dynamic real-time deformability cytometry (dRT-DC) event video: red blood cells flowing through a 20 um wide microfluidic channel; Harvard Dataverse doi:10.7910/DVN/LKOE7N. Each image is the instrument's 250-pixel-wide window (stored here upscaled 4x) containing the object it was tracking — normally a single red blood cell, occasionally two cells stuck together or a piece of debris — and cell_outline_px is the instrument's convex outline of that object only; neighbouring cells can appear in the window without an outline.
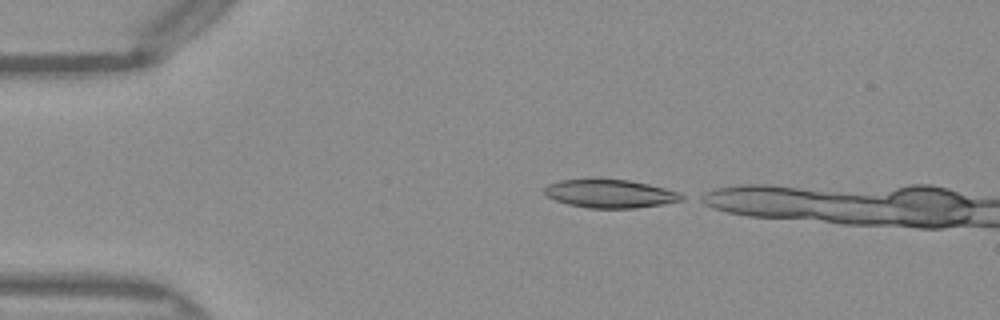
{"species": "Egyptian fruit bat (a non-hibernating species)", "species_latin": "Rousettus aegyptiacus", "temperature_condition": "warm", "stored_images_in_passage": 10, "camera_frame_rate_fps": 3000, "um_per_image_px": 0.085, "frame": {"image": 1, "passage_image": 1, "time_ms": 0.0, "image_size_px": [1000, 320], "cell_outline_px": [[688, 196], [684, 200], [636, 208], [588, 208], [568, 204], [544, 196], [544, 188], [548, 184], [560, 180], [628, 180], [648, 184], [680, 192]], "centroid_in_image_um": [51.88, 16.47], "position_along_channel_um": 33.1, "area_um2": 22.48}}
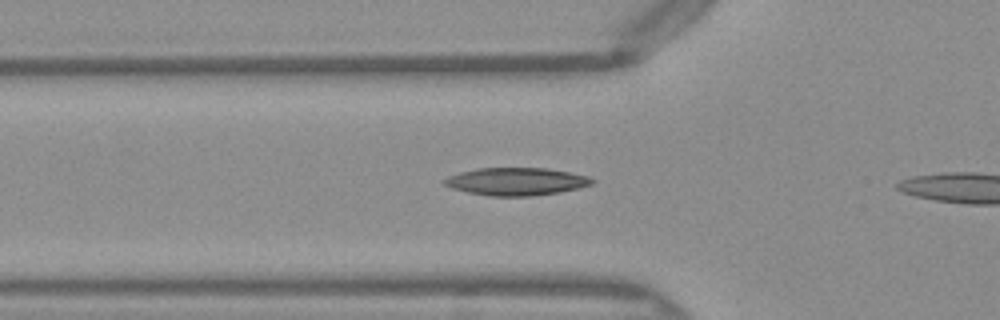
{"frame": {"image": 2, "passage_image": 8, "time_ms": 2.333, "image_size_px": [1000, 320], "cell_outline_px": [[596, 180], [592, 184], [580, 188], [560, 192], [532, 196], [492, 196], [468, 192], [452, 188], [444, 184], [440, 180], [448, 176], [460, 172], [476, 168], [548, 168], [588, 176]], "centroid_in_image_um": [43.88, 15.42], "position_along_channel_um": 81.9, "area_um2": 23.93}}